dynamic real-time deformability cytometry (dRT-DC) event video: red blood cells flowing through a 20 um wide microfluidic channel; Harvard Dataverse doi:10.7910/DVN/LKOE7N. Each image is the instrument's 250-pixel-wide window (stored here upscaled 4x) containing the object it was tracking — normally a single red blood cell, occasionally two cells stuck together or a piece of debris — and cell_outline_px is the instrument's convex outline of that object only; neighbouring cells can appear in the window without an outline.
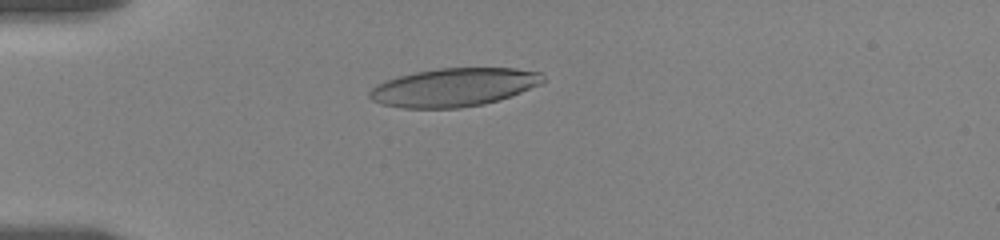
{"species": "human", "species_latin": "Homo sapiens", "temperature_condition": "room temperature", "stored_images_in_passage": 33, "camera_frame_rate_fps": 3000, "um_per_image_px": 0.085, "donor": {"sex": "female"}, "frame": {"image": 1, "passage_image": 1, "time_ms": 0.0, "image_size_px": [1000, 240], "cell_outline_px": [[544, 84], [500, 100], [484, 104], [460, 108], [400, 108], [384, 104], [372, 100], [368, 96], [368, 92], [376, 84], [384, 80], [416, 72], [440, 68], [516, 68], [544, 72]], "centroid_in_image_um": [38.63, 7.42], "position_along_channel_um": 46.4, "area_um2": 39.13}}
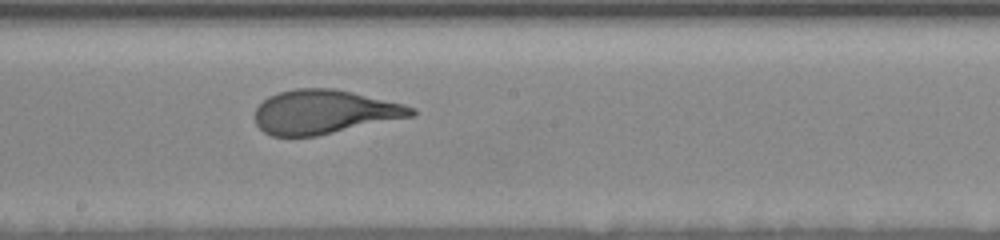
{"frame": {"image": 2, "passage_image": 16, "time_ms": 5.0, "image_size_px": [1000, 240], "cell_outline_px": [[416, 116], [316, 136], [272, 136], [264, 132], [256, 124], [256, 108], [268, 96], [280, 92], [296, 88], [336, 88], [404, 104], [416, 108]], "centroid_in_image_um": [27.6, 9.51], "position_along_channel_um": 220.6, "area_um2": 40.23}}
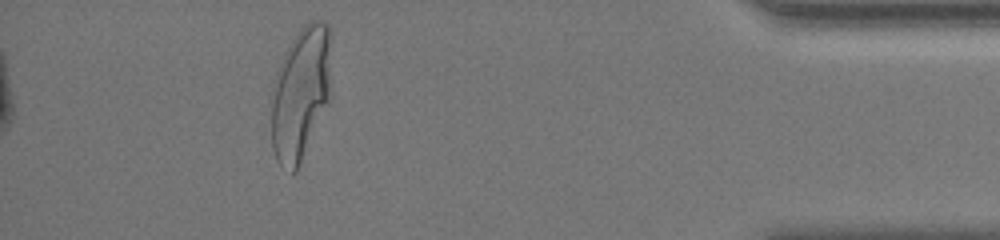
{"frame": {"image": 3, "passage_image": 33, "time_ms": 10.667, "image_size_px": [1000, 240], "cell_outline_px": [[328, 100], [300, 164], [296, 172], [292, 172], [280, 164], [276, 160], [272, 148], [268, 96], [276, 72], [284, 52], [300, 28], [308, 20], [320, 20], [328, 24]], "centroid_in_image_um": [25.44, 7.96], "position_along_channel_um": 409.8, "area_um2": 46.3}, "authors_computed_cell_mechanics": {"area_um2": 40.6912, "velocity_mm_per_s": 3.528, "shape_relaxation_time_tau1_ms": 3.6559, "shape_relaxation_time_tau2_ms": null, "deformation_change_tau1": 0.2203, "deformation_change_tau2": null}}